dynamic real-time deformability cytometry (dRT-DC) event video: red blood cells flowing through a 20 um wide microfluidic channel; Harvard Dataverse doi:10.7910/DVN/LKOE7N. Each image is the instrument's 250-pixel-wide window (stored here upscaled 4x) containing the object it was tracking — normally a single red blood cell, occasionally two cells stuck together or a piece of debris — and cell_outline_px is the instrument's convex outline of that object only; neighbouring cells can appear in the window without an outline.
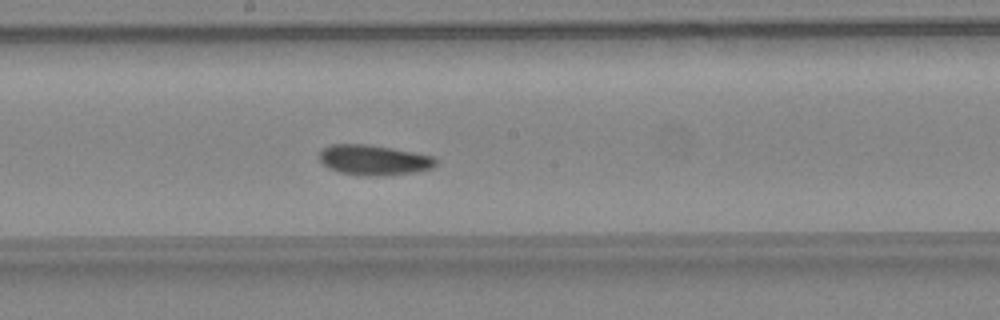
{"species": "common noctule bat (a hibernating species)", "species_latin": "Nyctalus noctula", "temperature_condition": "warm", "stored_images_in_passage": 31, "camera_frame_rate_fps": 3000, "um_per_image_px": 0.085, "animal": {"sex": "female", "body_mass_g": 24.6, "forearm_length_mm": 56.2}, "frame": {"image": 1, "passage_image": 14, "time_ms": 4.333, "image_size_px": [1000, 320], "cell_outline_px": [[436, 164], [432, 168], [416, 172], [380, 176], [368, 176], [340, 172], [328, 168], [320, 160], [320, 152], [324, 148], [332, 144], [364, 144], [412, 152], [432, 156], [436, 160]], "centroid_in_image_um": [31.77, 13.61], "position_along_channel_um": 216.4, "area_um2": 20.17}}
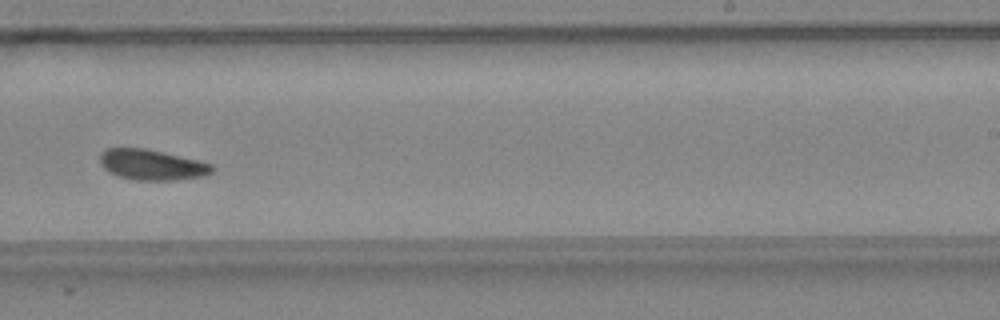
{"frame": {"image": 2, "passage_image": 18, "time_ms": 5.667, "image_size_px": [1000, 320], "cell_outline_px": [[216, 168], [212, 172], [204, 176], [176, 180], [136, 180], [120, 176], [108, 172], [100, 164], [100, 152], [104, 148], [144, 148], [200, 160], [212, 164]], "centroid_in_image_um": [12.92, 14.0], "position_along_channel_um": 276.1, "area_um2": 20.11}, "authors_computed_cell_mechanics": {"area_um2": 20.1722, "velocity_mm_per_s": 4.4848, "shape_relaxation_time_tau1_ms": 3.0971, "shape_relaxation_time_tau2_ms": 4.4994, "deformation_change_tau1": 0.0903, "deformation_change_tau2": 0.1102}}